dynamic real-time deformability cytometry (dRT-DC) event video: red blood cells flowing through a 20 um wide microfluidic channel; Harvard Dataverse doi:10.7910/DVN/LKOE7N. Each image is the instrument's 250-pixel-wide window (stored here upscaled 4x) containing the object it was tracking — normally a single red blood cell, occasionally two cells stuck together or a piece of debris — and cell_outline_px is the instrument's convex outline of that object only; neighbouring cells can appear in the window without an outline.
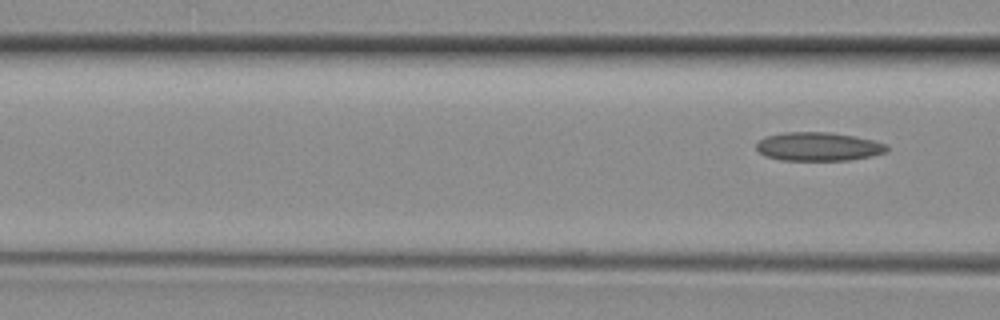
{"species": "common noctule bat (a hibernating species)", "species_latin": "Nyctalus noctula", "temperature_condition": "room temperature", "stored_images_in_passage": 4, "segment_of_instrument_passage": [2, 2], "camera_frame_rate_fps": 3000, "um_per_image_px": 0.085, "animal": {"sex": "female", "body_mass_g": 29.2, "forearm_length_mm": 56.3}, "frame": {"image": 1, "passage_image": 4, "time_ms": 1.0, "image_size_px": [1000, 320], "cell_outline_px": [[888, 152], [872, 156], [848, 160], [780, 160], [764, 156], [756, 148], [756, 144], [764, 136], [784, 132], [828, 132], [852, 136], [872, 140], [884, 144], [888, 148]], "centroid_in_image_um": [69.52, 12.46], "position_along_channel_um": 97.1, "area_um2": 21.73}}